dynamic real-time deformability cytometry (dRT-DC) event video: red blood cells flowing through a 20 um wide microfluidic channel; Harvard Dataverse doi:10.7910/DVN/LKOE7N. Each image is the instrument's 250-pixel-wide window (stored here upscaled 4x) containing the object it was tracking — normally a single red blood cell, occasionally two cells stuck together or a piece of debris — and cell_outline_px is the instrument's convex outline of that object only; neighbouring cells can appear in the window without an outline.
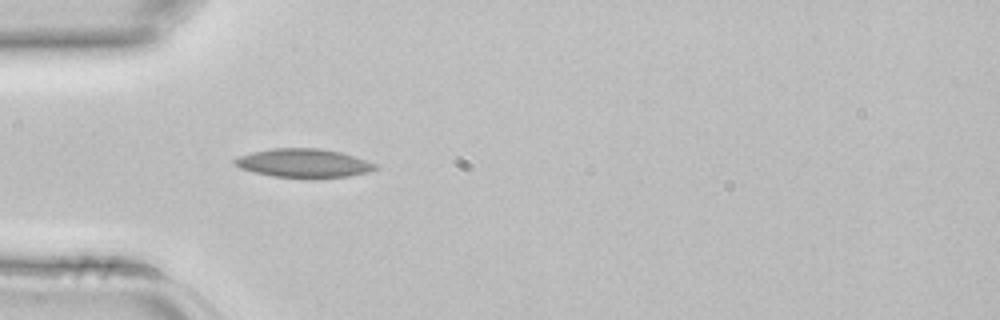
{"species": "common noctule bat (a hibernating species)", "species_latin": "Nyctalus noctula", "temperature_condition": "room temperature", "stored_images_in_passage": 4, "camera_frame_rate_fps": 3000, "um_per_image_px": 0.085, "animal": {"sex": "female", "body_mass_g": 22.7, "forearm_length_mm": 54.2}, "frame": {"image": 1, "passage_image": 4, "time_ms": 1.0, "image_size_px": [1000, 320], "cell_outline_px": [[376, 168], [368, 172], [348, 176], [316, 180], [272, 176], [252, 172], [240, 168], [232, 164], [232, 160], [240, 156], [252, 152], [276, 148], [320, 148], [340, 152], [376, 164]], "centroid_in_image_um": [25.76, 13.9], "position_along_channel_um": 59.2, "area_um2": 23.87}}